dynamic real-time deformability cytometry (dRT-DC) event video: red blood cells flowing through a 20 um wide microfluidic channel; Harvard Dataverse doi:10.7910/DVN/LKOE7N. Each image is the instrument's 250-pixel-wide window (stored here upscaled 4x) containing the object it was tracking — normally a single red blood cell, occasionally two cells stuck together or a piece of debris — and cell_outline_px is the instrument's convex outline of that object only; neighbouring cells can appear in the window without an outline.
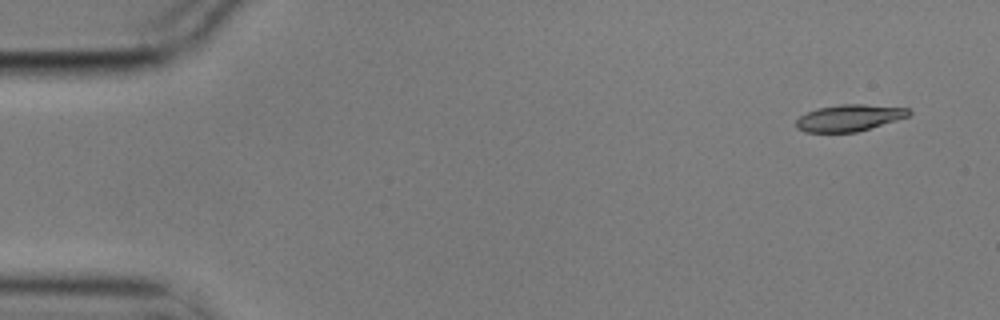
{"species": "common noctule bat (a hibernating species)", "species_latin": "Nyctalus noctula", "temperature_condition": "cold", "stored_images_in_passage": 5, "camera_frame_rate_fps": 3000, "um_per_image_px": 0.085, "animal": {"sex": "male", "body_mass_g": 17.9}, "frame": {"image": 1, "passage_image": 1, "time_ms": 0.0, "image_size_px": [1000, 320], "cell_outline_px": [[912, 112], [908, 116], [896, 120], [856, 132], [804, 132], [796, 128], [796, 120], [800, 116], [816, 108], [840, 104], [864, 104], [908, 108]], "centroid_in_image_um": [72.16, 10.01], "position_along_channel_um": 12.8, "area_um2": 17.4}}
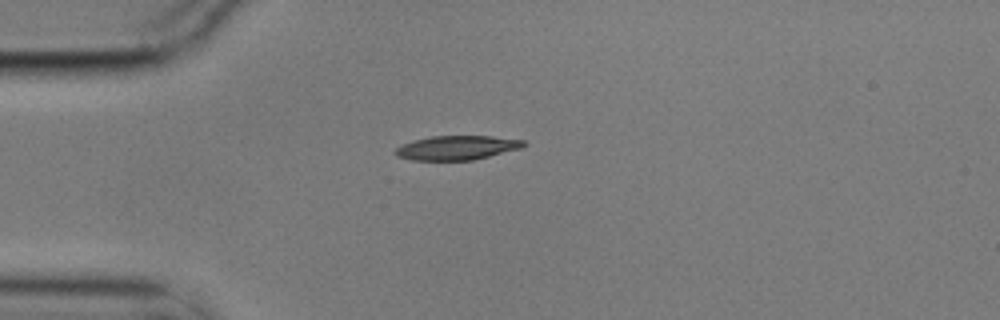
{"frame": {"image": 2, "passage_image": 4, "time_ms": 1.0, "image_size_px": [1000, 320], "cell_outline_px": [[528, 144], [520, 148], [472, 160], [412, 160], [396, 156], [392, 152], [396, 148], [412, 140], [432, 136], [492, 136], [524, 140]], "centroid_in_image_um": [38.8, 12.55], "position_along_channel_um": 46.2, "area_um2": 18.03}}
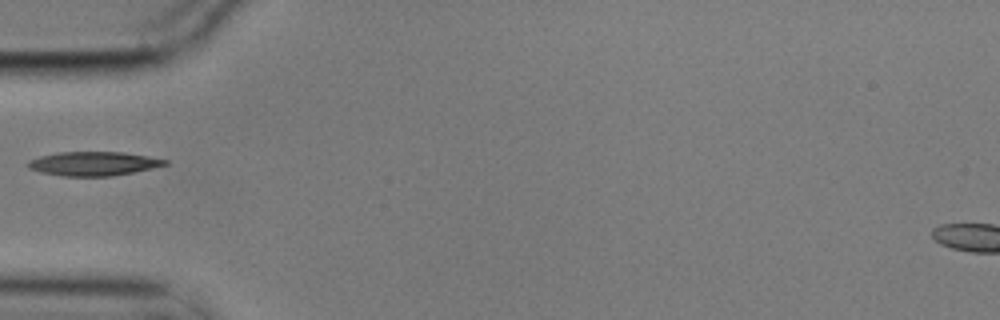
{"frame": {"image": 3, "passage_image": 5, "time_ms": 1.333, "image_size_px": [1000, 320], "cell_outline_px": [[168, 164], [152, 168], [112, 176], [64, 176], [40, 172], [28, 168], [28, 160], [40, 156], [60, 152], [124, 152], [168, 160]], "centroid_in_image_um": [7.93, 13.91], "position_along_channel_um": 77.1, "area_um2": 19.02}}